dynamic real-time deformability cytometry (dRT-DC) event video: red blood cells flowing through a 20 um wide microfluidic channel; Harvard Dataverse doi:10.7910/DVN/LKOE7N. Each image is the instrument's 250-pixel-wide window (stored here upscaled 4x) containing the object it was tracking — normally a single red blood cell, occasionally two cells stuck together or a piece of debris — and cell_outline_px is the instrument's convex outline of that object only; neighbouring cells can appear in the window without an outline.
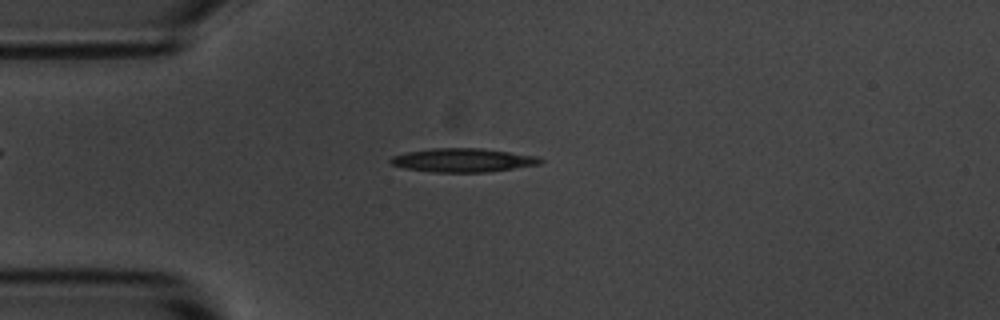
{"species": "common noctule bat (a hibernating species)", "species_latin": "Nyctalus noctula", "temperature_condition": "room temperature", "stored_images_in_passage": 5, "camera_frame_rate_fps": 3000, "um_per_image_px": 0.085, "animal": {"sex": "male", "body_mass_g": 20.1, "forearm_length_mm": 53.5}, "frame": {"image": 1, "passage_image": 3, "time_ms": 2.333, "image_size_px": [1000, 320], "cell_outline_px": [[544, 160], [540, 164], [484, 172], [432, 172], [404, 168], [392, 164], [388, 160], [392, 156], [408, 152], [432, 148], [480, 148], [536, 156]], "centroid_in_image_um": [39.31, 13.61], "position_along_channel_um": 45.7, "area_um2": 20.4}}